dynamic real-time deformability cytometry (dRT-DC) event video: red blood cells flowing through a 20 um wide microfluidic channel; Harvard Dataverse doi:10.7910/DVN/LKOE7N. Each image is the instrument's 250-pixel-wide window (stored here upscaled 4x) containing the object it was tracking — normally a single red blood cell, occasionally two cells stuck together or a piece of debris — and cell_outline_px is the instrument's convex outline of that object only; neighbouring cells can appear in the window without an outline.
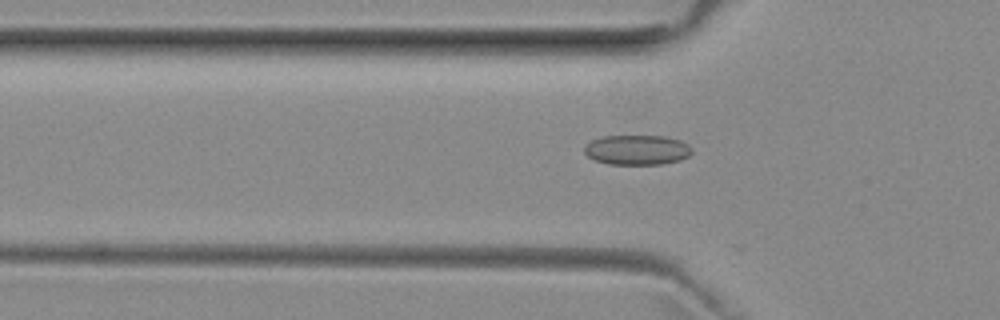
{"species": "common noctule bat (a hibernating species)", "species_latin": "Nyctalus noctula", "temperature_condition": "room temperature", "stored_images_in_passage": 47, "camera_frame_rate_fps": 3000, "um_per_image_px": 0.085, "animal": {"sex": "female", "body_mass_g": 29.2, "forearm_length_mm": 56.3}, "frame": {"image": 1, "passage_image": 12, "time_ms": 3.667, "image_size_px": [1000, 320], "cell_outline_px": [[692, 152], [688, 156], [680, 160], [664, 164], [608, 164], [596, 160], [588, 156], [584, 152], [584, 148], [592, 140], [604, 136], [664, 136], [680, 140], [688, 144], [692, 148]], "centroid_in_image_um": [54.18, 12.74], "position_along_channel_um": 71.6, "area_um2": 18.67}}
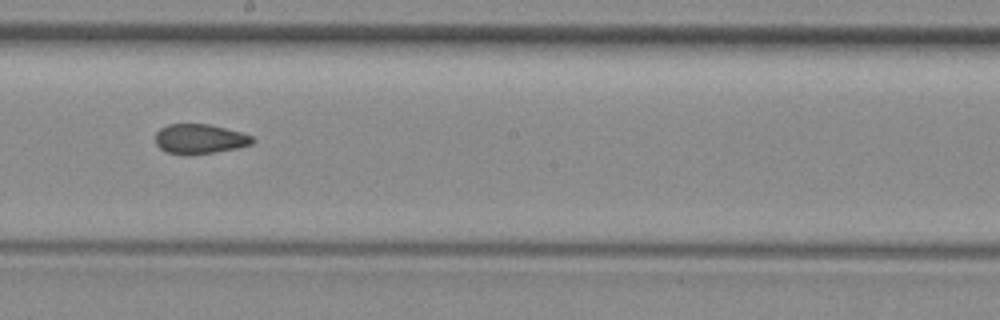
{"frame": {"image": 2, "passage_image": 24, "time_ms": 7.667, "image_size_px": [1000, 320], "cell_outline_px": [[256, 140], [252, 144], [236, 148], [216, 152], [168, 152], [160, 148], [156, 144], [156, 132], [160, 128], [168, 124], [208, 124], [240, 132], [252, 136]], "centroid_in_image_um": [17.0, 11.77], "position_along_channel_um": 231.2, "area_um2": 16.18}}
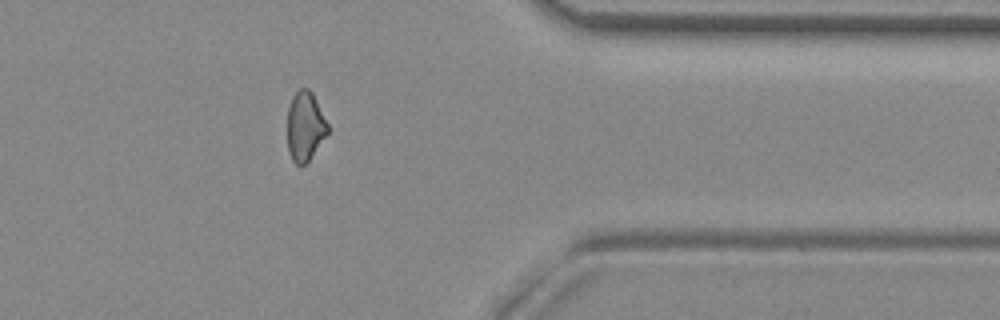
{"frame": {"image": 3, "passage_image": 37, "time_ms": 12.0, "image_size_px": [1000, 320], "cell_outline_px": [[328, 132], [308, 160], [304, 164], [296, 164], [292, 160], [288, 152], [288, 108], [292, 96], [300, 88], [308, 88], [312, 92], [328, 124]], "centroid_in_image_um": [25.91, 10.71], "position_along_channel_um": 385.5, "area_um2": 16.01}, "authors_computed_cell_mechanics": {"area_um2": 17.3978, "velocity_mm_per_s": 3.9735, "shape_relaxation_time_tau1_ms": null, "shape_relaxation_time_tau2_ms": 1.8896, "deformation_change_tau1": null, "deformation_change_tau2": 0.0801}}